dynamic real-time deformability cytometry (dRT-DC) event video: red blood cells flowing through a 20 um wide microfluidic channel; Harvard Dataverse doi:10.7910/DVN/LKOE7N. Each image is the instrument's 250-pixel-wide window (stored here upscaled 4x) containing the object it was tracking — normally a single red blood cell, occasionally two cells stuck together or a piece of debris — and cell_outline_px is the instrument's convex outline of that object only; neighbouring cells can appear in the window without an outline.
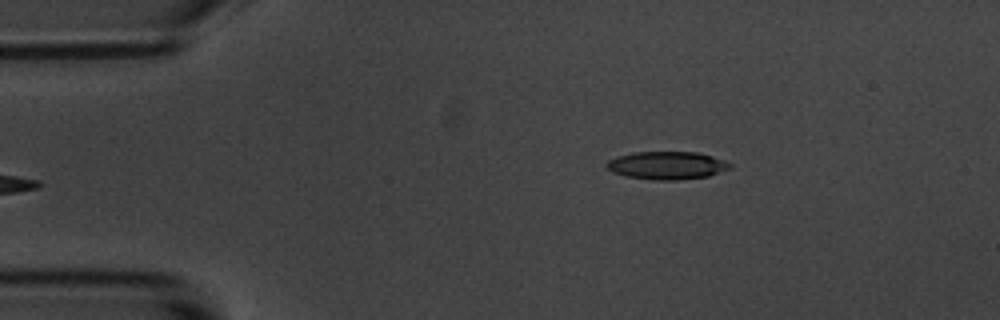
{"species": "common noctule bat (a hibernating species)", "species_latin": "Nyctalus noctula", "temperature_condition": "room temperature", "stored_images_in_passage": 6, "camera_frame_rate_fps": 3000, "um_per_image_px": 0.085, "animal": {"sex": "male", "body_mass_g": 20.1, "forearm_length_mm": 53.5}, "frame": {"image": 1, "passage_image": 6, "time_ms": 6.667, "image_size_px": [1000, 320], "cell_outline_px": [[732, 168], [708, 176], [676, 180], [656, 180], [628, 176], [612, 172], [604, 168], [604, 164], [608, 160], [632, 152], [696, 152], [712, 156], [732, 164]], "centroid_in_image_um": [56.67, 14.06], "position_along_channel_um": 28.3, "area_um2": 20.0}}